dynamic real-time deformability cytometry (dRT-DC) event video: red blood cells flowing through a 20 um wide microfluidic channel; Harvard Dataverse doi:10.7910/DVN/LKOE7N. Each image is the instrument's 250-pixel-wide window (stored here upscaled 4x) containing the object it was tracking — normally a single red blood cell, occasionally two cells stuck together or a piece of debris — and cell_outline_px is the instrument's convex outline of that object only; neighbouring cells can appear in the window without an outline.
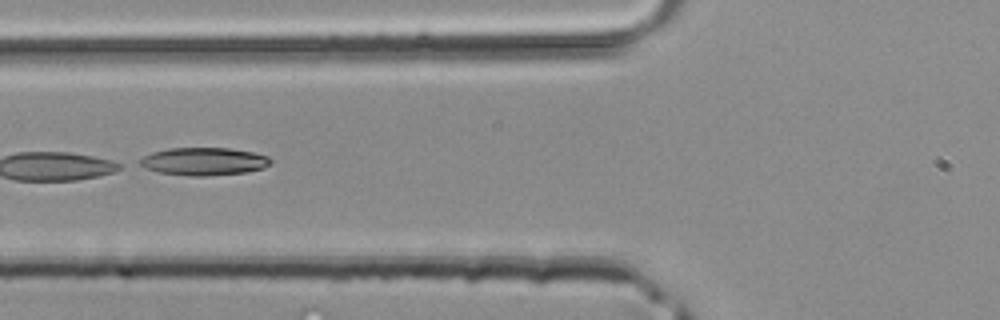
{"species": "common noctule bat (a hibernating species)", "species_latin": "Nyctalus noctula", "temperature_condition": "room temperature", "stored_images_in_passage": 40, "camera_frame_rate_fps": 3000, "um_per_image_px": 0.085, "animal": {"sex": "male", "body_mass_g": 20.4}, "frame": {"image": 1, "passage_image": 17, "time_ms": 5.333, "image_size_px": [1000, 320], "cell_outline_px": [[272, 160], [264, 168], [244, 172], [208, 176], [192, 176], [160, 172], [144, 168], [136, 164], [144, 156], [152, 152], [168, 148], [228, 148], [252, 152], [268, 156]], "centroid_in_image_um": [17.29, 13.72], "position_along_channel_um": 108.5, "area_um2": 21.1}}